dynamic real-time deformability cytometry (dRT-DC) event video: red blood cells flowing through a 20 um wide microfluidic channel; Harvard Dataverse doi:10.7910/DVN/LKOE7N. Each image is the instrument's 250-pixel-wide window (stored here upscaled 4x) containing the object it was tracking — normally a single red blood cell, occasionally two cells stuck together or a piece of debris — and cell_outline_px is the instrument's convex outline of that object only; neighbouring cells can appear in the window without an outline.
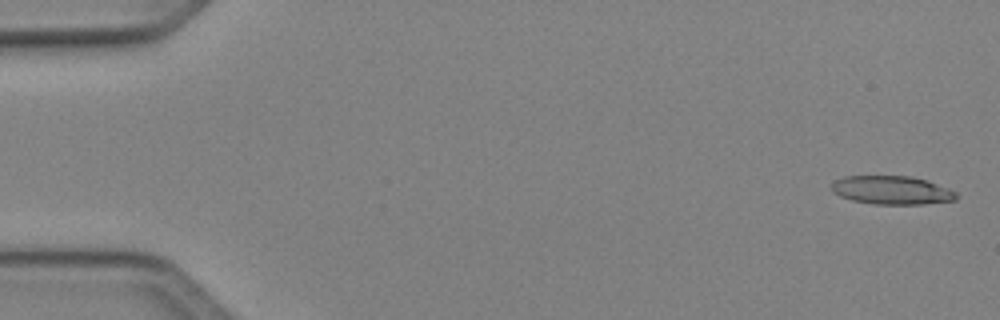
{"species": "Egyptian fruit bat (a non-hibernating species)", "species_latin": "Rousettus aegyptiacus", "temperature_condition": "cold", "stored_images_in_passage": 50, "camera_frame_rate_fps": 3000, "um_per_image_px": 0.085, "animal": {"sex": "female"}, "frame": {"image": 1, "passage_image": 2, "time_ms": 0.333, "image_size_px": [1000, 320], "cell_outline_px": [[956, 200], [924, 204], [872, 204], [852, 200], [840, 196], [832, 192], [832, 184], [836, 180], [844, 176], [912, 176], [928, 180], [948, 188], [956, 192]], "centroid_in_image_um": [75.81, 16.16], "position_along_channel_um": 9.2, "area_um2": 20.75}}
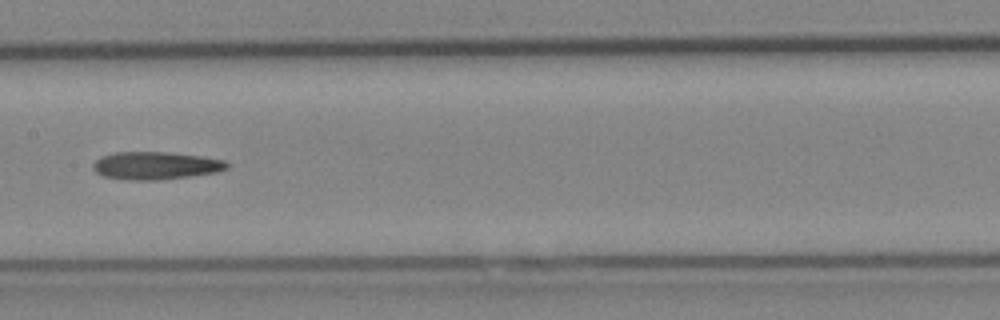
{"frame": {"image": 2, "passage_image": 26, "time_ms": 8.333, "image_size_px": [1000, 320], "cell_outline_px": [[228, 168], [216, 172], [160, 180], [132, 180], [104, 176], [96, 172], [92, 168], [92, 164], [100, 156], [112, 152], [164, 152], [200, 156], [224, 160], [228, 164]], "centroid_in_image_um": [13.18, 14.07], "position_along_channel_um": 194.2, "area_um2": 21.5}}
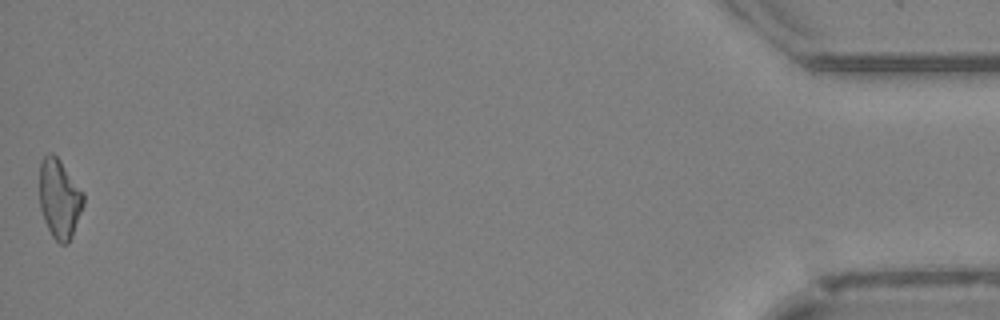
{"frame": {"image": 3, "passage_image": 50, "time_ms": 16.333, "image_size_px": [1000, 320], "cell_outline_px": [[84, 204], [72, 236], [68, 244], [60, 244], [52, 236], [44, 220], [40, 208], [40, 160], [48, 152], [52, 152], [60, 160], [84, 192]], "centroid_in_image_um": [5.06, 16.88], "position_along_channel_um": 430.1, "area_um2": 20.4}}